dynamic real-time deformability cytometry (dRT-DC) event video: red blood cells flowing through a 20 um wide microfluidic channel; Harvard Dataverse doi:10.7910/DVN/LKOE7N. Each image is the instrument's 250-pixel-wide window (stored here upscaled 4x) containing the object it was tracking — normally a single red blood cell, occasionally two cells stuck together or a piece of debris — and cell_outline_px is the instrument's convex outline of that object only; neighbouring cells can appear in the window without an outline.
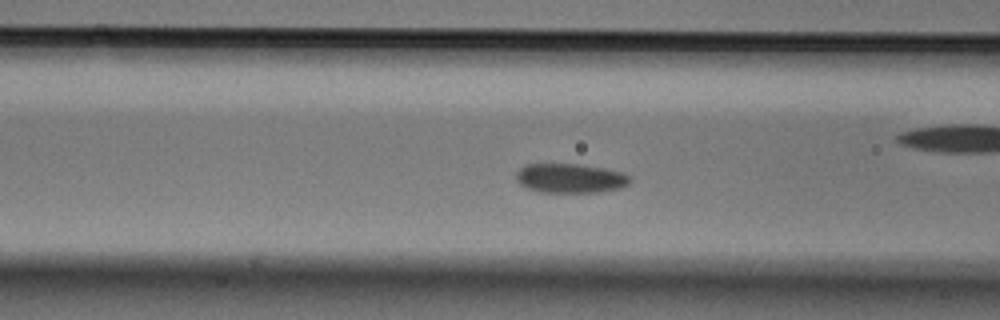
{"species": "Egyptian fruit bat (a non-hibernating species)", "species_latin": "Rousettus aegyptiacus", "temperature_condition": "cold", "stored_images_in_passage": 46, "camera_frame_rate_fps": 3000, "um_per_image_px": 0.085, "animal": {"sex": "male"}, "frame": {"image": 1, "passage_image": 14, "time_ms": 4.333, "image_size_px": [1000, 320], "cell_outline_px": [[632, 180], [628, 184], [620, 188], [596, 192], [540, 192], [528, 188], [520, 184], [516, 180], [516, 172], [524, 164], [576, 164], [604, 168], [624, 172], [632, 176]], "centroid_in_image_um": [48.49, 15.14], "position_along_channel_um": 118.1, "area_um2": 19.59}}
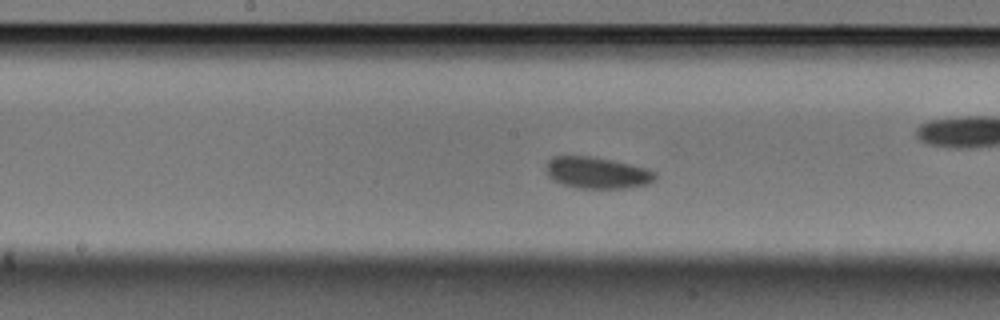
{"frame": {"image": 2, "passage_image": 20, "time_ms": 6.333, "image_size_px": [1000, 320], "cell_outline_px": [[656, 180], [648, 184], [624, 188], [576, 188], [552, 180], [548, 176], [548, 160], [552, 156], [588, 156], [612, 160], [648, 168], [656, 172]], "centroid_in_image_um": [50.79, 14.69], "position_along_channel_um": 197.4, "area_um2": 20.0}}
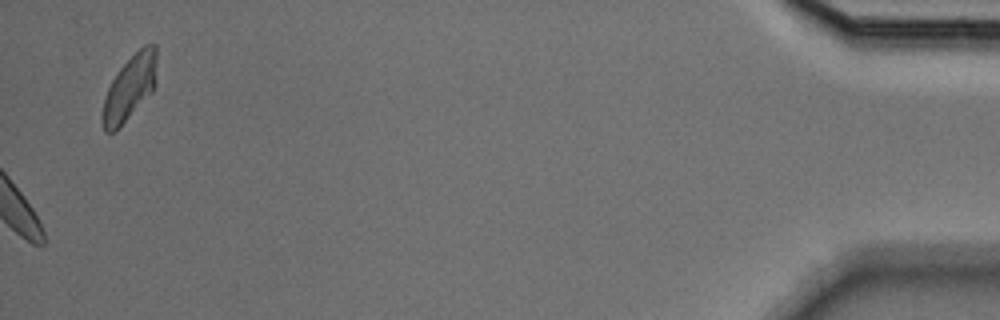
{"frame": {"image": 3, "passage_image": 46, "time_ms": 15.0, "image_size_px": [1000, 320], "cell_outline_px": [[156, 84], [152, 92], [112, 132], [104, 132], [100, 116], [104, 100], [108, 88], [112, 80], [120, 68], [144, 44], [156, 44]], "centroid_in_image_um": [11.02, 7.43], "position_along_channel_um": 424.2, "area_um2": 20.06}}